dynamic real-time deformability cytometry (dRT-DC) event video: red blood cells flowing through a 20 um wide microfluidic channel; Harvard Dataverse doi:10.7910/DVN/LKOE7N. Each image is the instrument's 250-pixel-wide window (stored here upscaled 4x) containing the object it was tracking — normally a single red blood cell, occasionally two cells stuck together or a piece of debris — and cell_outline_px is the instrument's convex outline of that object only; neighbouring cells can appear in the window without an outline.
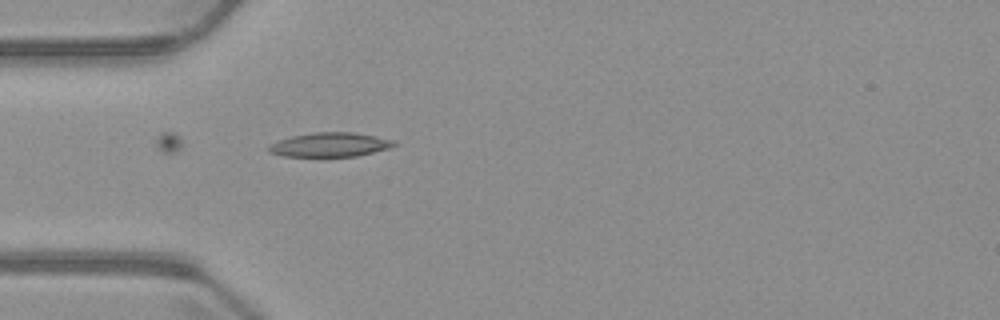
{"species": "common noctule bat (a hibernating species)", "species_latin": "Nyctalus noctula", "temperature_condition": "warm", "stored_images_in_passage": 3, "camera_frame_rate_fps": 3000, "um_per_image_px": 0.085, "animal": {"sex": "male", "body_mass_g": 23.1, "forearm_length_mm": 52.7}, "frame": {"image": 1, "passage_image": 3, "time_ms": 3.333, "image_size_px": [1000, 320], "cell_outline_px": [[396, 144], [388, 148], [356, 156], [284, 156], [268, 152], [268, 144], [292, 136], [312, 132], [356, 132], [396, 140]], "centroid_in_image_um": [28.04, 12.29], "position_along_channel_um": 57.0, "area_um2": 17.63}}